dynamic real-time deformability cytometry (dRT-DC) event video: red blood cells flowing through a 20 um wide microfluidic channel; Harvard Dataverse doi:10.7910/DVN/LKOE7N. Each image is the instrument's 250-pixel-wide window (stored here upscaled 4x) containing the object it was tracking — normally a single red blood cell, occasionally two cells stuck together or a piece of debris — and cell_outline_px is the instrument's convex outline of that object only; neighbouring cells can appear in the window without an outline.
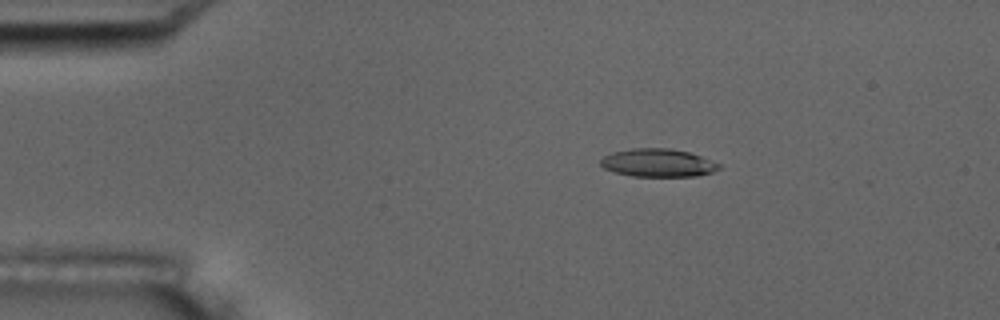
{"species": "common noctule bat (a hibernating species)", "species_latin": "Nyctalus noctula", "temperature_condition": "room temperature", "stored_images_in_passage": 6, "camera_frame_rate_fps": 3000, "um_per_image_px": 0.085, "animal": {"sex": "male", "body_mass_g": 17.5, "forearm_length_mm": 52.3}, "frame": {"image": 1, "passage_image": 4, "time_ms": 3.333, "image_size_px": [1000, 320], "cell_outline_px": [[720, 168], [712, 172], [696, 176], [632, 176], [616, 172], [604, 168], [600, 164], [600, 160], [604, 156], [612, 152], [632, 148], [668, 148], [688, 152], [700, 156], [720, 164]], "centroid_in_image_um": [55.9, 13.84], "position_along_channel_um": 29.1, "area_um2": 19.19}}